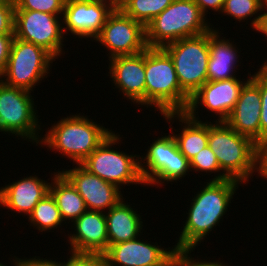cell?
Returning <instances> with one entry per match:
<instances>
[{"label":"cell","mask_w":267,"mask_h":266,"mask_svg":"<svg viewBox=\"0 0 267 266\" xmlns=\"http://www.w3.org/2000/svg\"><path fill=\"white\" fill-rule=\"evenodd\" d=\"M54 14L14 10V37L41 46L56 59L63 52V26Z\"/></svg>","instance_id":"obj_12"},{"label":"cell","mask_w":267,"mask_h":266,"mask_svg":"<svg viewBox=\"0 0 267 266\" xmlns=\"http://www.w3.org/2000/svg\"><path fill=\"white\" fill-rule=\"evenodd\" d=\"M266 8H267V0H262V11H264V9L267 11Z\"/></svg>","instance_id":"obj_40"},{"label":"cell","mask_w":267,"mask_h":266,"mask_svg":"<svg viewBox=\"0 0 267 266\" xmlns=\"http://www.w3.org/2000/svg\"><path fill=\"white\" fill-rule=\"evenodd\" d=\"M164 249L136 238L110 245L102 256L105 266H168L173 249Z\"/></svg>","instance_id":"obj_16"},{"label":"cell","mask_w":267,"mask_h":266,"mask_svg":"<svg viewBox=\"0 0 267 266\" xmlns=\"http://www.w3.org/2000/svg\"><path fill=\"white\" fill-rule=\"evenodd\" d=\"M108 213L105 212L108 247L120 242L136 239L140 236L143 222L140 214L125 203L123 198Z\"/></svg>","instance_id":"obj_22"},{"label":"cell","mask_w":267,"mask_h":266,"mask_svg":"<svg viewBox=\"0 0 267 266\" xmlns=\"http://www.w3.org/2000/svg\"><path fill=\"white\" fill-rule=\"evenodd\" d=\"M66 0H17L15 10H33L63 15Z\"/></svg>","instance_id":"obj_29"},{"label":"cell","mask_w":267,"mask_h":266,"mask_svg":"<svg viewBox=\"0 0 267 266\" xmlns=\"http://www.w3.org/2000/svg\"><path fill=\"white\" fill-rule=\"evenodd\" d=\"M17 0H0V4L7 6H16Z\"/></svg>","instance_id":"obj_39"},{"label":"cell","mask_w":267,"mask_h":266,"mask_svg":"<svg viewBox=\"0 0 267 266\" xmlns=\"http://www.w3.org/2000/svg\"><path fill=\"white\" fill-rule=\"evenodd\" d=\"M190 170L196 172H220V165L217 161L215 154L209 146L204 147L198 154L191 158L189 161Z\"/></svg>","instance_id":"obj_30"},{"label":"cell","mask_w":267,"mask_h":266,"mask_svg":"<svg viewBox=\"0 0 267 266\" xmlns=\"http://www.w3.org/2000/svg\"><path fill=\"white\" fill-rule=\"evenodd\" d=\"M14 39V34L0 35V79L3 75L10 55L11 45Z\"/></svg>","instance_id":"obj_34"},{"label":"cell","mask_w":267,"mask_h":266,"mask_svg":"<svg viewBox=\"0 0 267 266\" xmlns=\"http://www.w3.org/2000/svg\"><path fill=\"white\" fill-rule=\"evenodd\" d=\"M208 122V146L215 154L221 172L211 181L234 179L247 183L256 171L257 149L251 138L233 130L226 122Z\"/></svg>","instance_id":"obj_2"},{"label":"cell","mask_w":267,"mask_h":266,"mask_svg":"<svg viewBox=\"0 0 267 266\" xmlns=\"http://www.w3.org/2000/svg\"><path fill=\"white\" fill-rule=\"evenodd\" d=\"M115 7L107 0H66L61 17L63 33L66 34L68 30L80 38L90 37L94 40Z\"/></svg>","instance_id":"obj_14"},{"label":"cell","mask_w":267,"mask_h":266,"mask_svg":"<svg viewBox=\"0 0 267 266\" xmlns=\"http://www.w3.org/2000/svg\"><path fill=\"white\" fill-rule=\"evenodd\" d=\"M193 1L199 6L201 13L204 16H206V13L208 14V10L211 9L221 13L225 0H193Z\"/></svg>","instance_id":"obj_37"},{"label":"cell","mask_w":267,"mask_h":266,"mask_svg":"<svg viewBox=\"0 0 267 266\" xmlns=\"http://www.w3.org/2000/svg\"><path fill=\"white\" fill-rule=\"evenodd\" d=\"M261 93L250 79L242 88L230 116L225 121L233 130L260 145Z\"/></svg>","instance_id":"obj_19"},{"label":"cell","mask_w":267,"mask_h":266,"mask_svg":"<svg viewBox=\"0 0 267 266\" xmlns=\"http://www.w3.org/2000/svg\"><path fill=\"white\" fill-rule=\"evenodd\" d=\"M250 79L247 78L245 82L238 78L207 81L190 97L185 113L192 119L199 120L196 113L197 108L202 105L219 115L218 122H225L234 109L243 86Z\"/></svg>","instance_id":"obj_13"},{"label":"cell","mask_w":267,"mask_h":266,"mask_svg":"<svg viewBox=\"0 0 267 266\" xmlns=\"http://www.w3.org/2000/svg\"><path fill=\"white\" fill-rule=\"evenodd\" d=\"M119 136L110 133L81 165L90 173L116 185L119 189L126 184L129 186L130 183L144 185L140 172V155H128L111 148L117 145L121 139Z\"/></svg>","instance_id":"obj_7"},{"label":"cell","mask_w":267,"mask_h":266,"mask_svg":"<svg viewBox=\"0 0 267 266\" xmlns=\"http://www.w3.org/2000/svg\"><path fill=\"white\" fill-rule=\"evenodd\" d=\"M263 66L267 69V62H265V63L263 64Z\"/></svg>","instance_id":"obj_42"},{"label":"cell","mask_w":267,"mask_h":266,"mask_svg":"<svg viewBox=\"0 0 267 266\" xmlns=\"http://www.w3.org/2000/svg\"><path fill=\"white\" fill-rule=\"evenodd\" d=\"M60 172L76 188L90 211L105 212L103 209L109 210L123 198L116 185L90 173L81 164Z\"/></svg>","instance_id":"obj_15"},{"label":"cell","mask_w":267,"mask_h":266,"mask_svg":"<svg viewBox=\"0 0 267 266\" xmlns=\"http://www.w3.org/2000/svg\"><path fill=\"white\" fill-rule=\"evenodd\" d=\"M110 2H112L116 7L118 6V4L122 1V0H109Z\"/></svg>","instance_id":"obj_41"},{"label":"cell","mask_w":267,"mask_h":266,"mask_svg":"<svg viewBox=\"0 0 267 266\" xmlns=\"http://www.w3.org/2000/svg\"><path fill=\"white\" fill-rule=\"evenodd\" d=\"M241 183L234 179L209 181L192 199L177 249H193L219 224ZM237 187V188H236Z\"/></svg>","instance_id":"obj_1"},{"label":"cell","mask_w":267,"mask_h":266,"mask_svg":"<svg viewBox=\"0 0 267 266\" xmlns=\"http://www.w3.org/2000/svg\"><path fill=\"white\" fill-rule=\"evenodd\" d=\"M50 182L35 176H27L0 188V205L11 211L32 213L38 202L49 193Z\"/></svg>","instance_id":"obj_20"},{"label":"cell","mask_w":267,"mask_h":266,"mask_svg":"<svg viewBox=\"0 0 267 266\" xmlns=\"http://www.w3.org/2000/svg\"><path fill=\"white\" fill-rule=\"evenodd\" d=\"M219 34V30L212 28L209 30L208 81L236 78L234 70L239 66L237 63L240 55L237 54L239 52L235 49L236 45L233 46V42L230 43L225 37L221 39Z\"/></svg>","instance_id":"obj_21"},{"label":"cell","mask_w":267,"mask_h":266,"mask_svg":"<svg viewBox=\"0 0 267 266\" xmlns=\"http://www.w3.org/2000/svg\"><path fill=\"white\" fill-rule=\"evenodd\" d=\"M15 6L0 4V35L14 34Z\"/></svg>","instance_id":"obj_33"},{"label":"cell","mask_w":267,"mask_h":266,"mask_svg":"<svg viewBox=\"0 0 267 266\" xmlns=\"http://www.w3.org/2000/svg\"><path fill=\"white\" fill-rule=\"evenodd\" d=\"M148 148L146 156H140V172L145 184L177 181L189 172V160L179 151L173 135L158 137Z\"/></svg>","instance_id":"obj_10"},{"label":"cell","mask_w":267,"mask_h":266,"mask_svg":"<svg viewBox=\"0 0 267 266\" xmlns=\"http://www.w3.org/2000/svg\"><path fill=\"white\" fill-rule=\"evenodd\" d=\"M49 192L54 197L63 221L74 222L88 209L72 183L59 171L54 174Z\"/></svg>","instance_id":"obj_24"},{"label":"cell","mask_w":267,"mask_h":266,"mask_svg":"<svg viewBox=\"0 0 267 266\" xmlns=\"http://www.w3.org/2000/svg\"><path fill=\"white\" fill-rule=\"evenodd\" d=\"M109 49V59L116 56L136 55L145 51V26L127 16L119 7L108 15L100 34L94 39Z\"/></svg>","instance_id":"obj_11"},{"label":"cell","mask_w":267,"mask_h":266,"mask_svg":"<svg viewBox=\"0 0 267 266\" xmlns=\"http://www.w3.org/2000/svg\"><path fill=\"white\" fill-rule=\"evenodd\" d=\"M193 0H174L145 27L146 44L163 48L185 37L195 36L212 28Z\"/></svg>","instance_id":"obj_5"},{"label":"cell","mask_w":267,"mask_h":266,"mask_svg":"<svg viewBox=\"0 0 267 266\" xmlns=\"http://www.w3.org/2000/svg\"><path fill=\"white\" fill-rule=\"evenodd\" d=\"M174 0H122L119 7L127 16L146 25Z\"/></svg>","instance_id":"obj_25"},{"label":"cell","mask_w":267,"mask_h":266,"mask_svg":"<svg viewBox=\"0 0 267 266\" xmlns=\"http://www.w3.org/2000/svg\"><path fill=\"white\" fill-rule=\"evenodd\" d=\"M222 14L233 17L239 22L242 20H246L249 17L251 18L253 15L257 17L253 18L251 22V27L256 29L258 26L259 20L261 18L262 13V0H225L222 8Z\"/></svg>","instance_id":"obj_27"},{"label":"cell","mask_w":267,"mask_h":266,"mask_svg":"<svg viewBox=\"0 0 267 266\" xmlns=\"http://www.w3.org/2000/svg\"><path fill=\"white\" fill-rule=\"evenodd\" d=\"M163 49L174 63L181 89L191 97L208 81L209 31L169 43Z\"/></svg>","instance_id":"obj_6"},{"label":"cell","mask_w":267,"mask_h":266,"mask_svg":"<svg viewBox=\"0 0 267 266\" xmlns=\"http://www.w3.org/2000/svg\"><path fill=\"white\" fill-rule=\"evenodd\" d=\"M262 13L263 14H261V18L255 30L267 36V13L266 12Z\"/></svg>","instance_id":"obj_38"},{"label":"cell","mask_w":267,"mask_h":266,"mask_svg":"<svg viewBox=\"0 0 267 266\" xmlns=\"http://www.w3.org/2000/svg\"><path fill=\"white\" fill-rule=\"evenodd\" d=\"M111 130L86 116L73 115L59 120L41 138L39 144L57 150L77 165L81 164L104 140Z\"/></svg>","instance_id":"obj_4"},{"label":"cell","mask_w":267,"mask_h":266,"mask_svg":"<svg viewBox=\"0 0 267 266\" xmlns=\"http://www.w3.org/2000/svg\"><path fill=\"white\" fill-rule=\"evenodd\" d=\"M260 68L249 77L259 87L261 93L260 145H264L267 144V69L264 66Z\"/></svg>","instance_id":"obj_28"},{"label":"cell","mask_w":267,"mask_h":266,"mask_svg":"<svg viewBox=\"0 0 267 266\" xmlns=\"http://www.w3.org/2000/svg\"><path fill=\"white\" fill-rule=\"evenodd\" d=\"M28 218L30 224L41 232L55 229L63 222L61 212L50 192L38 202Z\"/></svg>","instance_id":"obj_26"},{"label":"cell","mask_w":267,"mask_h":266,"mask_svg":"<svg viewBox=\"0 0 267 266\" xmlns=\"http://www.w3.org/2000/svg\"><path fill=\"white\" fill-rule=\"evenodd\" d=\"M55 59L43 47L14 37L1 80L9 86L31 92L34 86L49 74L50 63Z\"/></svg>","instance_id":"obj_8"},{"label":"cell","mask_w":267,"mask_h":266,"mask_svg":"<svg viewBox=\"0 0 267 266\" xmlns=\"http://www.w3.org/2000/svg\"><path fill=\"white\" fill-rule=\"evenodd\" d=\"M37 258V259H36ZM15 266H58V261L51 260V259H43L40 257L30 258V259H20L15 257V260L13 259Z\"/></svg>","instance_id":"obj_36"},{"label":"cell","mask_w":267,"mask_h":266,"mask_svg":"<svg viewBox=\"0 0 267 266\" xmlns=\"http://www.w3.org/2000/svg\"><path fill=\"white\" fill-rule=\"evenodd\" d=\"M173 248V251L170 254V257L168 259V266H228L225 264H222L221 262H210V261H196L194 260V257H190L188 254L191 253V249H177Z\"/></svg>","instance_id":"obj_31"},{"label":"cell","mask_w":267,"mask_h":266,"mask_svg":"<svg viewBox=\"0 0 267 266\" xmlns=\"http://www.w3.org/2000/svg\"><path fill=\"white\" fill-rule=\"evenodd\" d=\"M109 74L123 96L145 106V51L110 58Z\"/></svg>","instance_id":"obj_18"},{"label":"cell","mask_w":267,"mask_h":266,"mask_svg":"<svg viewBox=\"0 0 267 266\" xmlns=\"http://www.w3.org/2000/svg\"><path fill=\"white\" fill-rule=\"evenodd\" d=\"M31 92L5 84L0 80V132L15 134L40 143L38 115Z\"/></svg>","instance_id":"obj_9"},{"label":"cell","mask_w":267,"mask_h":266,"mask_svg":"<svg viewBox=\"0 0 267 266\" xmlns=\"http://www.w3.org/2000/svg\"><path fill=\"white\" fill-rule=\"evenodd\" d=\"M256 171L267 180V144L258 146Z\"/></svg>","instance_id":"obj_35"},{"label":"cell","mask_w":267,"mask_h":266,"mask_svg":"<svg viewBox=\"0 0 267 266\" xmlns=\"http://www.w3.org/2000/svg\"><path fill=\"white\" fill-rule=\"evenodd\" d=\"M167 121L174 118L184 123L180 134L173 133L177 142L179 151L190 161L192 157L198 154L204 147L208 146V122L194 120L185 112L165 113L163 114Z\"/></svg>","instance_id":"obj_23"},{"label":"cell","mask_w":267,"mask_h":266,"mask_svg":"<svg viewBox=\"0 0 267 266\" xmlns=\"http://www.w3.org/2000/svg\"><path fill=\"white\" fill-rule=\"evenodd\" d=\"M67 262H58V266H105L102 255H87L70 253Z\"/></svg>","instance_id":"obj_32"},{"label":"cell","mask_w":267,"mask_h":266,"mask_svg":"<svg viewBox=\"0 0 267 266\" xmlns=\"http://www.w3.org/2000/svg\"><path fill=\"white\" fill-rule=\"evenodd\" d=\"M190 97L181 89L174 63L163 48L145 50V105L161 114L185 112Z\"/></svg>","instance_id":"obj_3"},{"label":"cell","mask_w":267,"mask_h":266,"mask_svg":"<svg viewBox=\"0 0 267 266\" xmlns=\"http://www.w3.org/2000/svg\"><path fill=\"white\" fill-rule=\"evenodd\" d=\"M73 225L76 232L68 236L73 254L103 255L107 251L105 212L87 210Z\"/></svg>","instance_id":"obj_17"}]
</instances>
